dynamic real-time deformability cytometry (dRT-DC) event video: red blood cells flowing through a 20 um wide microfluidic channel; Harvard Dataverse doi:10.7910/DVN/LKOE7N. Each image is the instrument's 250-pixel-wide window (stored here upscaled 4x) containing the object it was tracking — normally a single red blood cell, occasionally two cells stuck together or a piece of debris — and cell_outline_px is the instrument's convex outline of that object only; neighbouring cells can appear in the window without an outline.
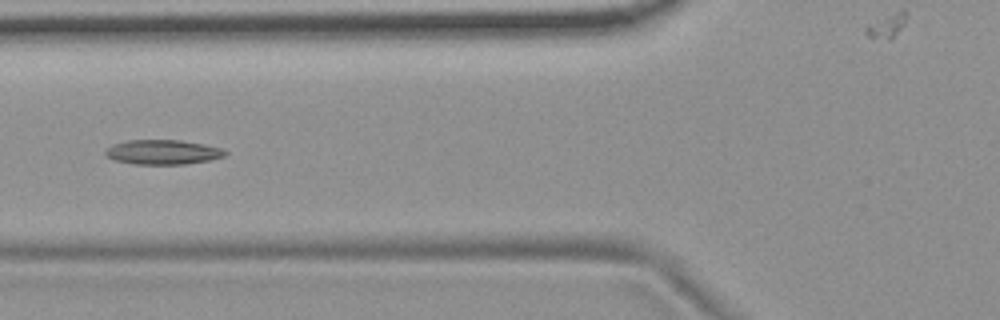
{"species": "common noctule bat (a hibernating species)", "species_latin": "Nyctalus noctula", "temperature_condition": "room temperature", "stored_images_in_passage": 3, "camera_frame_rate_fps": 3000, "um_per_image_px": 0.085, "animal": {"sex": "female", "body_mass_g": 19.9}, "frame": {"image": 1, "passage_image": 3, "time_ms": 0.667, "image_size_px": [1000, 320], "cell_outline_px": [[228, 152], [224, 156], [208, 160], [184, 164], [132, 164], [116, 160], [108, 156], [104, 152], [112, 144], [128, 140], [180, 140], [204, 144], [224, 148]], "centroid_in_image_um": [13.86, 12.92], "position_along_channel_um": 111.9, "area_um2": 17.11}}